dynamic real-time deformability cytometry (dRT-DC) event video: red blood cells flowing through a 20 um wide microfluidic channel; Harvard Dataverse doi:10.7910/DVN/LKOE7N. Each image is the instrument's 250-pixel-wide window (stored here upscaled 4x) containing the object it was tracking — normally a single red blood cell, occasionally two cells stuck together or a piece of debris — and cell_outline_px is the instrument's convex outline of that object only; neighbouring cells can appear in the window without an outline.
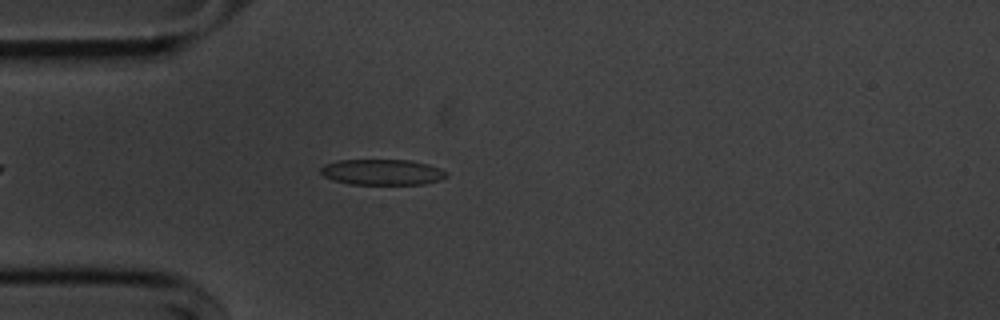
{"species": "common noctule bat (a hibernating species)", "species_latin": "Nyctalus noctula", "temperature_condition": "cold", "stored_images_in_passage": 47, "camera_frame_rate_fps": 3000, "um_per_image_px": 0.085, "animal": {"sex": "male", "body_mass_g": 20.1, "forearm_length_mm": 53.5}, "frame": {"image": 1, "passage_image": 8, "time_ms": 2.333, "image_size_px": [1000, 320], "cell_outline_px": [[448, 176], [440, 180], [424, 184], [348, 184], [332, 180], [324, 176], [320, 172], [320, 168], [324, 164], [336, 160], [412, 160], [428, 164], [440, 168], [448, 172]], "centroid_in_image_um": [32.49, 14.63], "position_along_channel_um": 52.5, "area_um2": 19.07}}
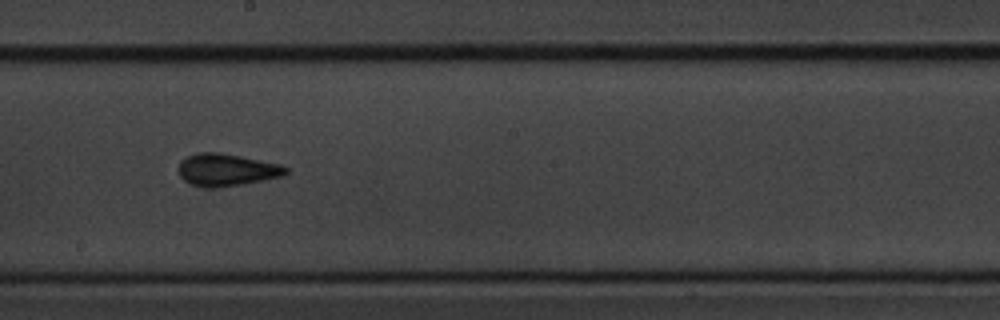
{"frame": {"image": 2, "passage_image": 23, "time_ms": 7.333, "image_size_px": [1000, 320], "cell_outline_px": [[288, 172], [280, 176], [264, 180], [244, 184], [212, 188], [208, 188], [192, 184], [184, 180], [180, 176], [180, 160], [196, 152], [220, 152], [280, 164], [288, 168]], "centroid_in_image_um": [19.26, 14.43], "position_along_channel_um": 228.9, "area_um2": 20.06}}
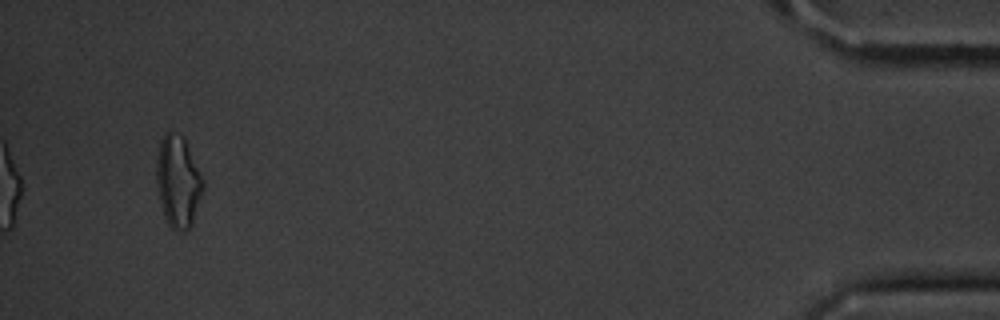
{"frame": {"image": 3, "passage_image": 45, "time_ms": 14.667, "image_size_px": [1000, 320], "cell_outline_px": [[204, 188], [192, 224], [188, 228], [180, 232], [176, 232], [168, 224], [164, 216], [156, 188], [156, 160], [160, 140], [164, 132], [168, 128], [180, 136], [184, 140], [204, 180]], "centroid_in_image_um": [15.1, 15.44], "position_along_channel_um": 420.1, "area_um2": 25.03}, "authors_computed_cell_mechanics": {"area_um2": 19.1896, "velocity_mm_per_s": 3.6574, "shape_relaxation_time_tau1_ms": 3.0896, "shape_relaxation_time_tau2_ms": 2.3152, "deformation_change_tau1": 0.1167, "deformation_change_tau2": 0.096}}